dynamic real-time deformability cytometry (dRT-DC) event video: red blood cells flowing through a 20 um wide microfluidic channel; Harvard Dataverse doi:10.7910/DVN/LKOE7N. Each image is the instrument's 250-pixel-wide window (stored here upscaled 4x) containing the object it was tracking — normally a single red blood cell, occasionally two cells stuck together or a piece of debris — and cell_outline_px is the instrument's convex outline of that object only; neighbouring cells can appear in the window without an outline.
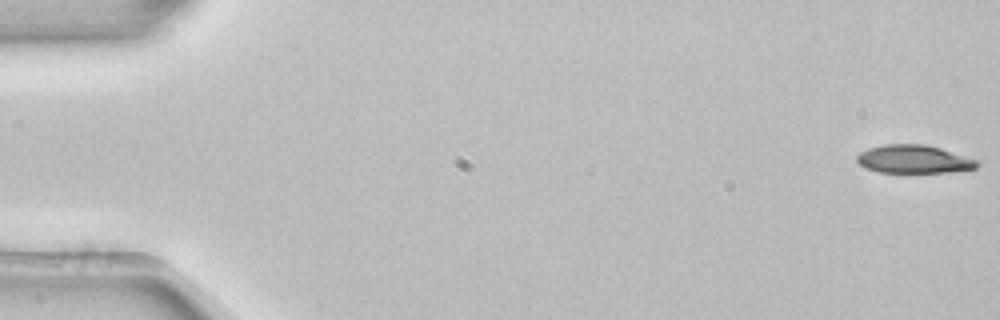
{"species": "common noctule bat (a hibernating species)", "species_latin": "Nyctalus noctula", "temperature_condition": "room temperature", "stored_images_in_passage": 5, "camera_frame_rate_fps": 3000, "um_per_image_px": 0.085, "animal": {"sex": "female", "body_mass_g": 22.7, "forearm_length_mm": 54.2}, "frame": {"image": 1, "passage_image": 1, "time_ms": 0.0, "image_size_px": [1000, 320], "cell_outline_px": [[980, 164], [976, 168], [948, 172], [880, 172], [864, 168], [856, 160], [856, 156], [860, 152], [868, 148], [884, 144], [924, 144], [940, 148], [980, 160]], "centroid_in_image_um": [77.68, 13.52], "position_along_channel_um": 7.3, "area_um2": 19.83}}
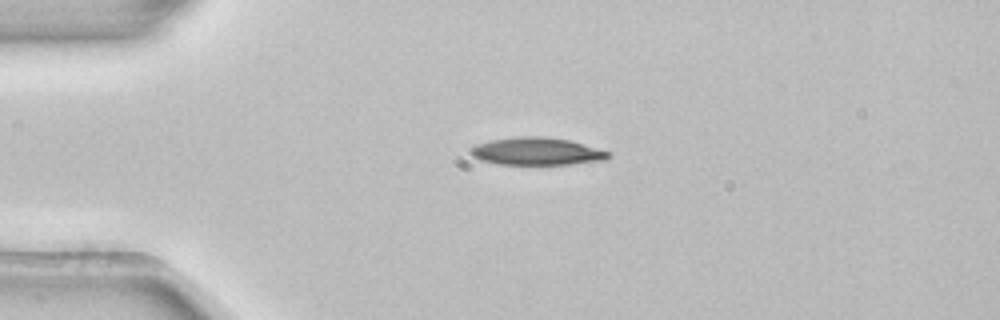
{"frame": {"image": 2, "passage_image": 3, "time_ms": 0.667, "image_size_px": [1000, 320], "cell_outline_px": [[612, 156], [608, 160], [568, 164], [500, 164], [480, 160], [472, 156], [468, 152], [468, 148], [476, 144], [488, 140], [516, 136], [548, 136], [568, 140], [612, 152]], "centroid_in_image_um": [45.61, 12.85], "position_along_channel_um": 39.4, "area_um2": 22.48}}